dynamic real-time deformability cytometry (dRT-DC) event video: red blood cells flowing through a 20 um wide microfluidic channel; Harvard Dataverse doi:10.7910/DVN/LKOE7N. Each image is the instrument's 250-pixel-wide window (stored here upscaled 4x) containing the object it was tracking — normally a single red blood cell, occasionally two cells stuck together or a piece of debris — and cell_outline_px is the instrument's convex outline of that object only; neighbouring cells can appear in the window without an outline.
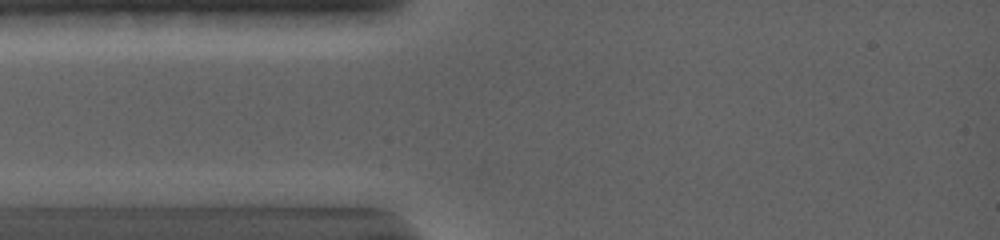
{"species": "common noctule bat (a hibernating species)", "species_latin": "Nyctalus noctula", "temperature_condition": "warm", "stored_images_in_passage": 1, "camera_frame_rate_fps": 5000, "um_per_image_px": 0.085, "animal": {"sex": "female", "body_mass_g": 19.0, "forearm_length_mm": 56.7}, "frame": {"image": 1, "passage_image": 1, "time_ms": 0.0, "image_size_px": [1000, 240], "cell_outline_px": [[592, 104], [588, 144], [572, 152], [568, 152], [548, 136], [544, 108], [560, 72], [564, 72], [588, 88]], "centroid_in_image_um": [48.35, 9.64], "position_along_channel_um": 36.7, "area_um2": 20.29}}